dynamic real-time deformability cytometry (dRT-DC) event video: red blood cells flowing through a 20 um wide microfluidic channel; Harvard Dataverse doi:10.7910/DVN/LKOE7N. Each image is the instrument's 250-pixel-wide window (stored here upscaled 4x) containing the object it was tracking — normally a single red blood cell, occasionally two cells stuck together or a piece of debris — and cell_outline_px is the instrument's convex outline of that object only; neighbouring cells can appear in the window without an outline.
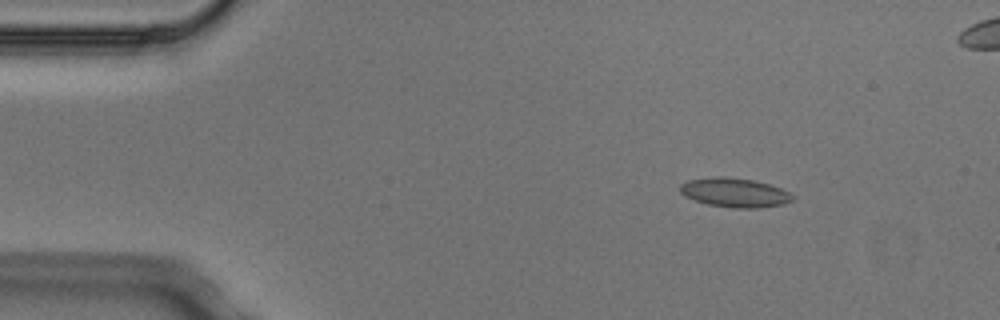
{"species": "Egyptian fruit bat (a non-hibernating species)", "species_latin": "Rousettus aegyptiacus", "temperature_condition": "cold", "stored_images_in_passage": 4, "camera_frame_rate_fps": 3000, "um_per_image_px": 0.085, "animal": {"sex": "male"}, "frame": {"image": 1, "passage_image": 2, "time_ms": 0.333, "image_size_px": [1000, 320], "cell_outline_px": [[796, 196], [792, 200], [784, 204], [760, 208], [732, 208], [708, 204], [684, 196], [680, 192], [680, 184], [688, 180], [712, 176], [724, 176], [756, 180], [780, 188]], "centroid_in_image_um": [62.45, 16.36], "position_along_channel_um": 22.5, "area_um2": 19.31}}